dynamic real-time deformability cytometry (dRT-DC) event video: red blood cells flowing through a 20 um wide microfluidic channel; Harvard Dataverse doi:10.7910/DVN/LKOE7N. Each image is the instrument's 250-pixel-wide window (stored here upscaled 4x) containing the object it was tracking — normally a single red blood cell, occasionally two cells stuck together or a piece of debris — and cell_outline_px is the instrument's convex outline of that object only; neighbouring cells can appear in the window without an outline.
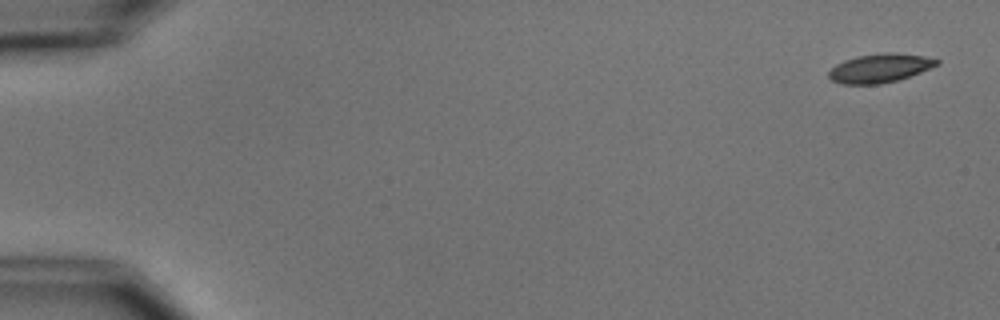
{"species": "common noctule bat (a hibernating species)", "species_latin": "Nyctalus noctula", "temperature_condition": "cold", "stored_images_in_passage": 5, "camera_frame_rate_fps": 3000, "um_per_image_px": 0.085, "animal": {"sex": "male", "body_mass_g": 15.6}, "frame": {"image": 1, "passage_image": 1, "time_ms": 0.0, "image_size_px": [1000, 320], "cell_outline_px": [[940, 64], [920, 72], [896, 80], [880, 84], [840, 84], [832, 80], [828, 76], [828, 72], [836, 64], [844, 60], [856, 56], [884, 52], [892, 52], [924, 56], [940, 60]], "centroid_in_image_um": [74.77, 5.78], "position_along_channel_um": 10.2, "area_um2": 18.09}}
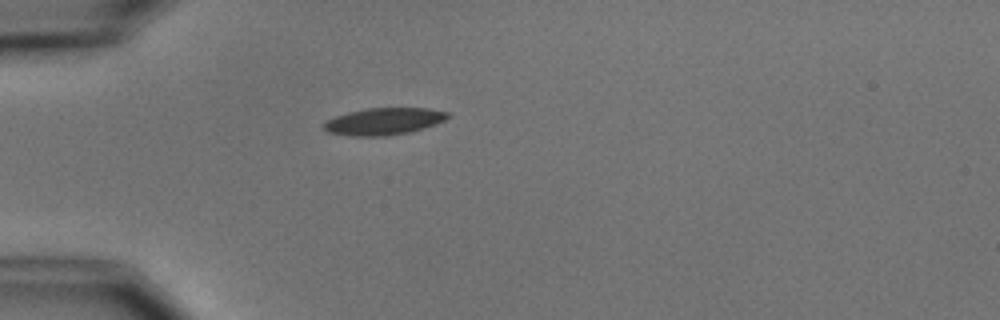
{"frame": {"image": 2, "passage_image": 5, "time_ms": 4.667, "image_size_px": [1000, 320], "cell_outline_px": [[452, 116], [436, 124], [424, 128], [408, 132], [388, 136], [352, 136], [328, 132], [324, 128], [324, 124], [328, 120], [336, 116], [348, 112], [368, 108], [428, 108], [448, 112]], "centroid_in_image_um": [32.67, 10.31], "position_along_channel_um": 52.3, "area_um2": 19.42}}